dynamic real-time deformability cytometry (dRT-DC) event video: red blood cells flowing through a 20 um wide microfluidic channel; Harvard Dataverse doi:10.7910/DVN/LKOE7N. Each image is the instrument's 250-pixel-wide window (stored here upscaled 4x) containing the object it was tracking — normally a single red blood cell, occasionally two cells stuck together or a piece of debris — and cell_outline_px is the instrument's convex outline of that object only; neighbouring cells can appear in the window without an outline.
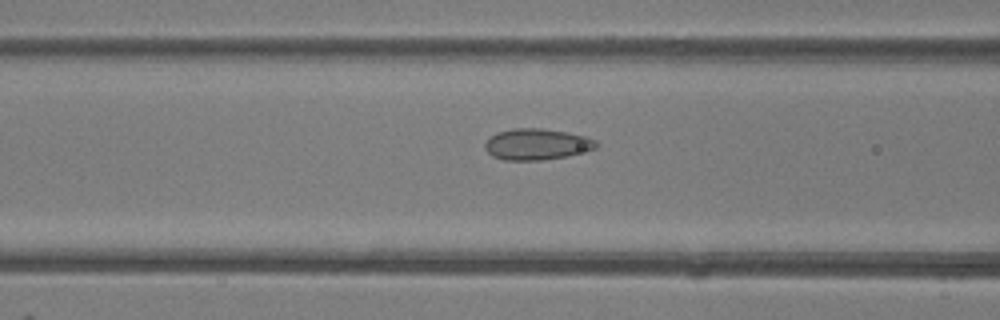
{"species": "common noctule bat (a hibernating species)", "species_latin": "Nyctalus noctula", "temperature_condition": "room temperature", "stored_images_in_passage": 49, "camera_frame_rate_fps": 3000, "um_per_image_px": 0.085, "animal": {"sex": "female"}, "frame": {"image": 1, "passage_image": 20, "time_ms": 6.333, "image_size_px": [1000, 320], "cell_outline_px": [[600, 144], [596, 148], [568, 156], [540, 160], [504, 160], [492, 156], [484, 148], [484, 144], [496, 132], [512, 128], [540, 128], [568, 132], [584, 136], [596, 140]], "centroid_in_image_um": [45.63, 12.26], "position_along_channel_um": 121.0, "area_um2": 20.29}}
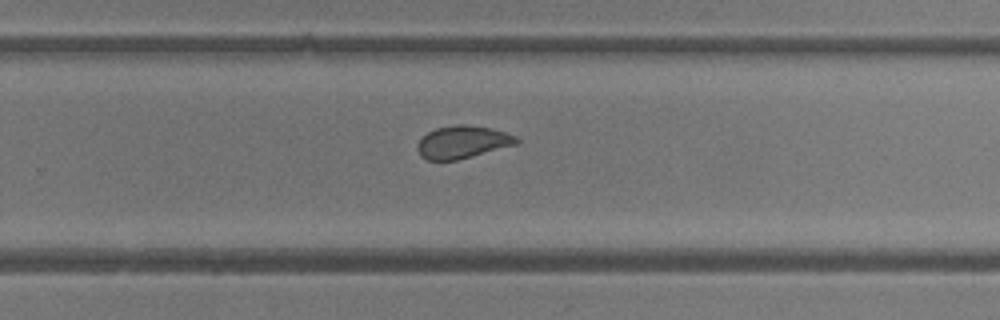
{"frame": {"image": 2, "passage_image": 32, "time_ms": 10.333, "image_size_px": [1000, 320], "cell_outline_px": [[520, 140], [516, 144], [456, 160], [428, 160], [420, 156], [416, 148], [416, 144], [428, 132], [436, 128], [456, 124], [464, 124], [492, 128], [516, 136]], "centroid_in_image_um": [39.29, 12.07], "position_along_channel_um": 290.5, "area_um2": 18.67}}
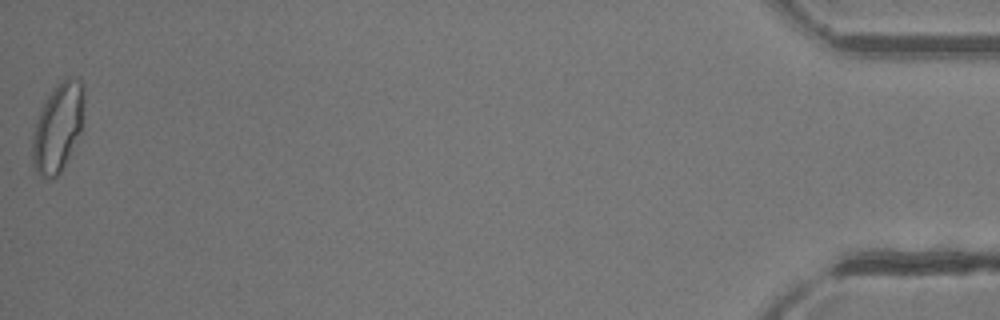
{"frame": {"image": 3, "passage_image": 49, "time_ms": 16.0, "image_size_px": [1000, 320], "cell_outline_px": [[84, 116], [80, 132], [60, 172], [56, 176], [48, 180], [44, 180], [36, 172], [32, 164], [32, 136], [40, 108], [48, 96], [60, 80], [68, 76], [76, 76], [84, 84]], "centroid_in_image_um": [4.92, 10.8], "position_along_channel_um": 430.3, "area_um2": 26.99}, "authors_computed_cell_mechanics": {"area_um2": 21.4438, "velocity_mm_per_s": 4.2522, "shape_relaxation_time_tau1_ms": 4.9235, "shape_relaxation_time_tau2_ms": 0.9696, "deformation_change_tau1": 0.1098, "deformation_change_tau2": 0.0595}}